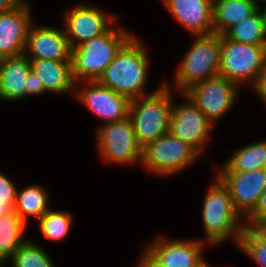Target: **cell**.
<instances>
[{
	"mask_svg": "<svg viewBox=\"0 0 266 267\" xmlns=\"http://www.w3.org/2000/svg\"><path fill=\"white\" fill-rule=\"evenodd\" d=\"M256 2L258 1V0H255ZM259 1H262L263 3H265L266 2V0H259Z\"/></svg>",
	"mask_w": 266,
	"mask_h": 267,
	"instance_id": "f35d334b",
	"label": "cell"
},
{
	"mask_svg": "<svg viewBox=\"0 0 266 267\" xmlns=\"http://www.w3.org/2000/svg\"><path fill=\"white\" fill-rule=\"evenodd\" d=\"M259 7L252 15L232 26L225 35L233 41L266 46L264 19Z\"/></svg>",
	"mask_w": 266,
	"mask_h": 267,
	"instance_id": "cb8c5ba5",
	"label": "cell"
},
{
	"mask_svg": "<svg viewBox=\"0 0 266 267\" xmlns=\"http://www.w3.org/2000/svg\"><path fill=\"white\" fill-rule=\"evenodd\" d=\"M4 263L3 261H0V267H4Z\"/></svg>",
	"mask_w": 266,
	"mask_h": 267,
	"instance_id": "74e56055",
	"label": "cell"
},
{
	"mask_svg": "<svg viewBox=\"0 0 266 267\" xmlns=\"http://www.w3.org/2000/svg\"><path fill=\"white\" fill-rule=\"evenodd\" d=\"M266 46L239 43L221 35L219 75L239 87L244 83L252 87L262 71Z\"/></svg>",
	"mask_w": 266,
	"mask_h": 267,
	"instance_id": "8992f818",
	"label": "cell"
},
{
	"mask_svg": "<svg viewBox=\"0 0 266 267\" xmlns=\"http://www.w3.org/2000/svg\"><path fill=\"white\" fill-rule=\"evenodd\" d=\"M11 211L12 210L7 205H5L4 203L0 201V217L7 215Z\"/></svg>",
	"mask_w": 266,
	"mask_h": 267,
	"instance_id": "836d02e7",
	"label": "cell"
},
{
	"mask_svg": "<svg viewBox=\"0 0 266 267\" xmlns=\"http://www.w3.org/2000/svg\"><path fill=\"white\" fill-rule=\"evenodd\" d=\"M72 221L70 212L51 209L38 220V227L47 240L59 242L69 235Z\"/></svg>",
	"mask_w": 266,
	"mask_h": 267,
	"instance_id": "d4e9b609",
	"label": "cell"
},
{
	"mask_svg": "<svg viewBox=\"0 0 266 267\" xmlns=\"http://www.w3.org/2000/svg\"><path fill=\"white\" fill-rule=\"evenodd\" d=\"M199 155L190 144L167 133L142 148L141 165L153 174L173 175L187 168Z\"/></svg>",
	"mask_w": 266,
	"mask_h": 267,
	"instance_id": "52a82bcc",
	"label": "cell"
},
{
	"mask_svg": "<svg viewBox=\"0 0 266 267\" xmlns=\"http://www.w3.org/2000/svg\"><path fill=\"white\" fill-rule=\"evenodd\" d=\"M216 176L228 188L235 210L245 220L254 211L260 196L266 190V169L217 173Z\"/></svg>",
	"mask_w": 266,
	"mask_h": 267,
	"instance_id": "4fadbf2b",
	"label": "cell"
},
{
	"mask_svg": "<svg viewBox=\"0 0 266 267\" xmlns=\"http://www.w3.org/2000/svg\"><path fill=\"white\" fill-rule=\"evenodd\" d=\"M96 142L101 158L107 163L118 165H141L142 146L138 143L130 118L102 124L96 130Z\"/></svg>",
	"mask_w": 266,
	"mask_h": 267,
	"instance_id": "ba28073f",
	"label": "cell"
},
{
	"mask_svg": "<svg viewBox=\"0 0 266 267\" xmlns=\"http://www.w3.org/2000/svg\"><path fill=\"white\" fill-rule=\"evenodd\" d=\"M209 188L202 206L205 244L217 246L231 239L237 247L241 233L245 229V221L235 210L228 188L217 176Z\"/></svg>",
	"mask_w": 266,
	"mask_h": 267,
	"instance_id": "3957f363",
	"label": "cell"
},
{
	"mask_svg": "<svg viewBox=\"0 0 266 267\" xmlns=\"http://www.w3.org/2000/svg\"><path fill=\"white\" fill-rule=\"evenodd\" d=\"M81 83H76L75 98L96 116L105 120L103 123L118 122L129 117L130 100L127 97L98 81H84L83 85ZM78 85L84 86L83 89L79 90Z\"/></svg>",
	"mask_w": 266,
	"mask_h": 267,
	"instance_id": "30bf717a",
	"label": "cell"
},
{
	"mask_svg": "<svg viewBox=\"0 0 266 267\" xmlns=\"http://www.w3.org/2000/svg\"><path fill=\"white\" fill-rule=\"evenodd\" d=\"M237 246L257 265L266 267V234L261 229L245 227Z\"/></svg>",
	"mask_w": 266,
	"mask_h": 267,
	"instance_id": "4316f807",
	"label": "cell"
},
{
	"mask_svg": "<svg viewBox=\"0 0 266 267\" xmlns=\"http://www.w3.org/2000/svg\"><path fill=\"white\" fill-rule=\"evenodd\" d=\"M238 87L237 84L217 75L195 83L183 94L188 96L215 126L217 120L235 104L240 89Z\"/></svg>",
	"mask_w": 266,
	"mask_h": 267,
	"instance_id": "9c48e42d",
	"label": "cell"
},
{
	"mask_svg": "<svg viewBox=\"0 0 266 267\" xmlns=\"http://www.w3.org/2000/svg\"><path fill=\"white\" fill-rule=\"evenodd\" d=\"M32 71L49 93H75L71 60L30 59ZM73 91V92H72Z\"/></svg>",
	"mask_w": 266,
	"mask_h": 267,
	"instance_id": "d6986e66",
	"label": "cell"
},
{
	"mask_svg": "<svg viewBox=\"0 0 266 267\" xmlns=\"http://www.w3.org/2000/svg\"><path fill=\"white\" fill-rule=\"evenodd\" d=\"M143 43L133 36L105 68L98 82L130 101L146 96L149 55Z\"/></svg>",
	"mask_w": 266,
	"mask_h": 267,
	"instance_id": "6da1fadb",
	"label": "cell"
},
{
	"mask_svg": "<svg viewBox=\"0 0 266 267\" xmlns=\"http://www.w3.org/2000/svg\"><path fill=\"white\" fill-rule=\"evenodd\" d=\"M244 221L247 228L261 229L266 225V190L260 196L254 211Z\"/></svg>",
	"mask_w": 266,
	"mask_h": 267,
	"instance_id": "83f0119b",
	"label": "cell"
},
{
	"mask_svg": "<svg viewBox=\"0 0 266 267\" xmlns=\"http://www.w3.org/2000/svg\"><path fill=\"white\" fill-rule=\"evenodd\" d=\"M263 11H261L263 19H264V26H265V32H266V7H263Z\"/></svg>",
	"mask_w": 266,
	"mask_h": 267,
	"instance_id": "e575fe53",
	"label": "cell"
},
{
	"mask_svg": "<svg viewBox=\"0 0 266 267\" xmlns=\"http://www.w3.org/2000/svg\"><path fill=\"white\" fill-rule=\"evenodd\" d=\"M251 88L266 104V58L264 67Z\"/></svg>",
	"mask_w": 266,
	"mask_h": 267,
	"instance_id": "4dcf8cb0",
	"label": "cell"
},
{
	"mask_svg": "<svg viewBox=\"0 0 266 267\" xmlns=\"http://www.w3.org/2000/svg\"><path fill=\"white\" fill-rule=\"evenodd\" d=\"M45 92L47 90L43 87L40 77L31 71L28 76L27 88H25V98L29 95H39Z\"/></svg>",
	"mask_w": 266,
	"mask_h": 267,
	"instance_id": "f546056e",
	"label": "cell"
},
{
	"mask_svg": "<svg viewBox=\"0 0 266 267\" xmlns=\"http://www.w3.org/2000/svg\"><path fill=\"white\" fill-rule=\"evenodd\" d=\"M266 169V139L239 148L217 173H240Z\"/></svg>",
	"mask_w": 266,
	"mask_h": 267,
	"instance_id": "44dd1931",
	"label": "cell"
},
{
	"mask_svg": "<svg viewBox=\"0 0 266 267\" xmlns=\"http://www.w3.org/2000/svg\"><path fill=\"white\" fill-rule=\"evenodd\" d=\"M137 267H164L160 265L146 250L143 251Z\"/></svg>",
	"mask_w": 266,
	"mask_h": 267,
	"instance_id": "1f68e13d",
	"label": "cell"
},
{
	"mask_svg": "<svg viewBox=\"0 0 266 267\" xmlns=\"http://www.w3.org/2000/svg\"><path fill=\"white\" fill-rule=\"evenodd\" d=\"M113 28L72 48V75L75 83L98 81L120 49L134 36L122 27Z\"/></svg>",
	"mask_w": 266,
	"mask_h": 267,
	"instance_id": "7a4b0ae2",
	"label": "cell"
},
{
	"mask_svg": "<svg viewBox=\"0 0 266 267\" xmlns=\"http://www.w3.org/2000/svg\"><path fill=\"white\" fill-rule=\"evenodd\" d=\"M171 90L166 82H162L150 94L130 101L129 118L142 147L169 133L173 106Z\"/></svg>",
	"mask_w": 266,
	"mask_h": 267,
	"instance_id": "277c9868",
	"label": "cell"
},
{
	"mask_svg": "<svg viewBox=\"0 0 266 267\" xmlns=\"http://www.w3.org/2000/svg\"><path fill=\"white\" fill-rule=\"evenodd\" d=\"M261 230L266 234V225Z\"/></svg>",
	"mask_w": 266,
	"mask_h": 267,
	"instance_id": "8d00e7d4",
	"label": "cell"
},
{
	"mask_svg": "<svg viewBox=\"0 0 266 267\" xmlns=\"http://www.w3.org/2000/svg\"><path fill=\"white\" fill-rule=\"evenodd\" d=\"M17 190L16 185L0 171V201L11 210L15 207Z\"/></svg>",
	"mask_w": 266,
	"mask_h": 267,
	"instance_id": "f1b7e54d",
	"label": "cell"
},
{
	"mask_svg": "<svg viewBox=\"0 0 266 267\" xmlns=\"http://www.w3.org/2000/svg\"><path fill=\"white\" fill-rule=\"evenodd\" d=\"M30 4L0 12V58L23 55L29 28L32 24Z\"/></svg>",
	"mask_w": 266,
	"mask_h": 267,
	"instance_id": "9a60e30c",
	"label": "cell"
},
{
	"mask_svg": "<svg viewBox=\"0 0 266 267\" xmlns=\"http://www.w3.org/2000/svg\"><path fill=\"white\" fill-rule=\"evenodd\" d=\"M24 1L25 0H0V12L11 10L22 4Z\"/></svg>",
	"mask_w": 266,
	"mask_h": 267,
	"instance_id": "d6a6232c",
	"label": "cell"
},
{
	"mask_svg": "<svg viewBox=\"0 0 266 267\" xmlns=\"http://www.w3.org/2000/svg\"><path fill=\"white\" fill-rule=\"evenodd\" d=\"M49 194L43 186L34 184L17 190L16 203L14 211L26 222L27 218H42L49 207Z\"/></svg>",
	"mask_w": 266,
	"mask_h": 267,
	"instance_id": "603a6c76",
	"label": "cell"
},
{
	"mask_svg": "<svg viewBox=\"0 0 266 267\" xmlns=\"http://www.w3.org/2000/svg\"><path fill=\"white\" fill-rule=\"evenodd\" d=\"M9 260L12 267H55L50 255L30 240L21 245Z\"/></svg>",
	"mask_w": 266,
	"mask_h": 267,
	"instance_id": "484cf974",
	"label": "cell"
},
{
	"mask_svg": "<svg viewBox=\"0 0 266 267\" xmlns=\"http://www.w3.org/2000/svg\"><path fill=\"white\" fill-rule=\"evenodd\" d=\"M259 8L255 0H214V33L224 35L232 26L252 15Z\"/></svg>",
	"mask_w": 266,
	"mask_h": 267,
	"instance_id": "ffe728a7",
	"label": "cell"
},
{
	"mask_svg": "<svg viewBox=\"0 0 266 267\" xmlns=\"http://www.w3.org/2000/svg\"><path fill=\"white\" fill-rule=\"evenodd\" d=\"M173 18L190 32V35H209L213 28L214 0H162Z\"/></svg>",
	"mask_w": 266,
	"mask_h": 267,
	"instance_id": "e0dca14e",
	"label": "cell"
},
{
	"mask_svg": "<svg viewBox=\"0 0 266 267\" xmlns=\"http://www.w3.org/2000/svg\"><path fill=\"white\" fill-rule=\"evenodd\" d=\"M27 223L12 210L0 217V261L6 262L23 245Z\"/></svg>",
	"mask_w": 266,
	"mask_h": 267,
	"instance_id": "7402d4cb",
	"label": "cell"
},
{
	"mask_svg": "<svg viewBox=\"0 0 266 267\" xmlns=\"http://www.w3.org/2000/svg\"><path fill=\"white\" fill-rule=\"evenodd\" d=\"M31 71L30 59L25 54L0 58V99L12 102L24 99Z\"/></svg>",
	"mask_w": 266,
	"mask_h": 267,
	"instance_id": "ac0fdd59",
	"label": "cell"
},
{
	"mask_svg": "<svg viewBox=\"0 0 266 267\" xmlns=\"http://www.w3.org/2000/svg\"><path fill=\"white\" fill-rule=\"evenodd\" d=\"M186 102L173 106L171 110L169 133L190 144L200 154L207 146L214 124L198 109L193 101L184 94Z\"/></svg>",
	"mask_w": 266,
	"mask_h": 267,
	"instance_id": "8fae6325",
	"label": "cell"
},
{
	"mask_svg": "<svg viewBox=\"0 0 266 267\" xmlns=\"http://www.w3.org/2000/svg\"><path fill=\"white\" fill-rule=\"evenodd\" d=\"M24 54L29 59L71 60L72 48L64 29L32 23Z\"/></svg>",
	"mask_w": 266,
	"mask_h": 267,
	"instance_id": "2e32d148",
	"label": "cell"
},
{
	"mask_svg": "<svg viewBox=\"0 0 266 267\" xmlns=\"http://www.w3.org/2000/svg\"><path fill=\"white\" fill-rule=\"evenodd\" d=\"M199 267H211L210 265H208V263L205 261L202 265H200Z\"/></svg>",
	"mask_w": 266,
	"mask_h": 267,
	"instance_id": "d590c367",
	"label": "cell"
},
{
	"mask_svg": "<svg viewBox=\"0 0 266 267\" xmlns=\"http://www.w3.org/2000/svg\"><path fill=\"white\" fill-rule=\"evenodd\" d=\"M204 243L198 239L173 240L162 236L145 250L164 267H199L205 262Z\"/></svg>",
	"mask_w": 266,
	"mask_h": 267,
	"instance_id": "5bb4252c",
	"label": "cell"
},
{
	"mask_svg": "<svg viewBox=\"0 0 266 267\" xmlns=\"http://www.w3.org/2000/svg\"><path fill=\"white\" fill-rule=\"evenodd\" d=\"M84 4V5H83ZM74 5L65 11L64 31L71 48L106 33L119 16H109L96 6Z\"/></svg>",
	"mask_w": 266,
	"mask_h": 267,
	"instance_id": "7c38bea8",
	"label": "cell"
},
{
	"mask_svg": "<svg viewBox=\"0 0 266 267\" xmlns=\"http://www.w3.org/2000/svg\"><path fill=\"white\" fill-rule=\"evenodd\" d=\"M192 37L194 43L179 63L174 78L175 87L182 94L195 83L219 75L221 35L213 33Z\"/></svg>",
	"mask_w": 266,
	"mask_h": 267,
	"instance_id": "5b68a950",
	"label": "cell"
}]
</instances>
